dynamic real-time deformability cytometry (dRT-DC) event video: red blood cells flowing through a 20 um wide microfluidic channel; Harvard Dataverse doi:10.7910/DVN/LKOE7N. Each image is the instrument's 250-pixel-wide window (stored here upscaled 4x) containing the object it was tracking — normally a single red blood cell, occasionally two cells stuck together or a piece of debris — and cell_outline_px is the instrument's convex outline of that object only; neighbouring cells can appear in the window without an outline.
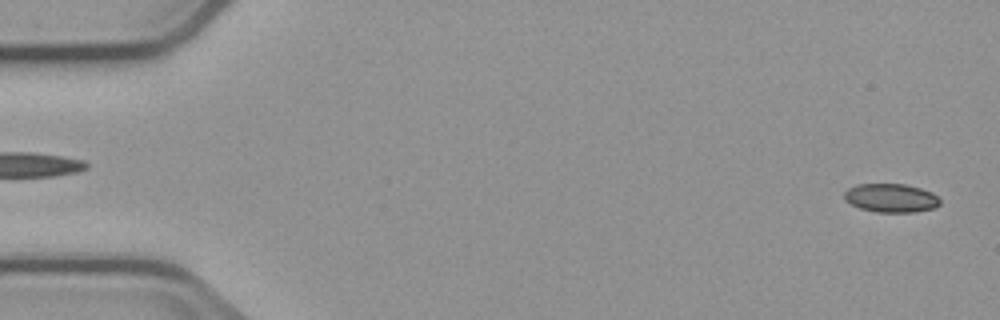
{"species": "common noctule bat (a hibernating species)", "species_latin": "Nyctalus noctula", "temperature_condition": "cold", "stored_images_in_passage": 5, "camera_frame_rate_fps": 3000, "um_per_image_px": 0.085, "animal": {"sex": "male", "body_mass_g": 23.1, "forearm_length_mm": 52.7}, "frame": {"image": 1, "passage_image": 5, "time_ms": 4.667, "image_size_px": [1000, 320], "cell_outline_px": [[940, 204], [936, 208], [916, 212], [876, 212], [860, 208], [844, 200], [844, 192], [848, 188], [856, 184], [904, 184], [920, 188], [932, 192], [940, 200]], "centroid_in_image_um": [75.74, 16.83], "position_along_channel_um": 9.3, "area_um2": 16.07}}